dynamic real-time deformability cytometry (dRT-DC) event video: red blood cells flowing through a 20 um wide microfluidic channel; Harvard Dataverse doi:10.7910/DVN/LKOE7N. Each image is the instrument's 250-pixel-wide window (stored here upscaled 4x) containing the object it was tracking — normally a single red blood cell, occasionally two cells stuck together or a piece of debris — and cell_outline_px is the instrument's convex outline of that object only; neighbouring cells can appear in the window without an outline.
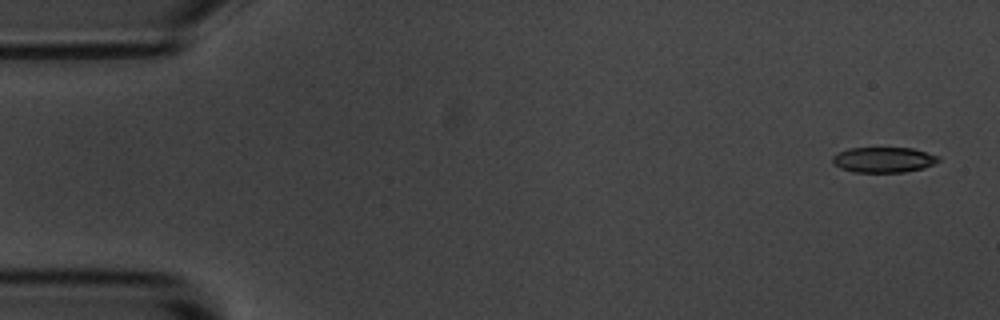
{"species": "common noctule bat (a hibernating species)", "species_latin": "Nyctalus noctula", "temperature_condition": "room temperature", "stored_images_in_passage": 4, "camera_frame_rate_fps": 3000, "um_per_image_px": 0.085, "animal": {"sex": "male", "body_mass_g": 20.1, "forearm_length_mm": 53.5}, "frame": {"image": 1, "passage_image": 1, "time_ms": 0.0, "image_size_px": [1000, 320], "cell_outline_px": [[940, 160], [924, 168], [904, 172], [852, 172], [840, 168], [832, 164], [832, 156], [848, 148], [912, 148], [940, 156]], "centroid_in_image_um": [75.08, 13.58], "position_along_channel_um": 9.9, "area_um2": 15.72}}
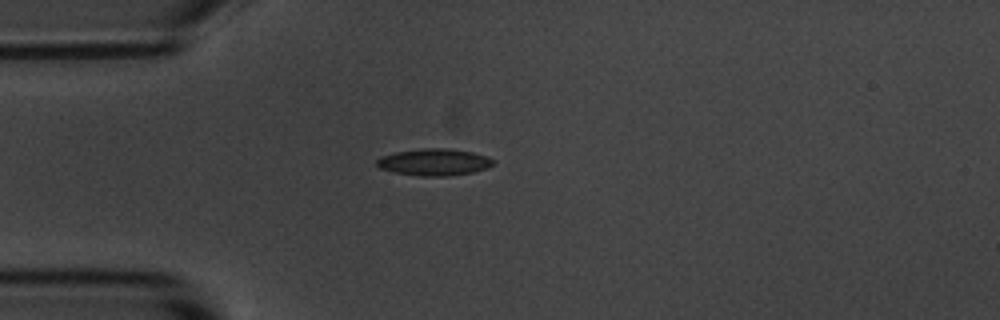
{"frame": {"image": 2, "passage_image": 4, "time_ms": 4.0, "image_size_px": [1000, 320], "cell_outline_px": [[492, 164], [488, 168], [472, 172], [448, 176], [420, 176], [392, 172], [380, 168], [376, 164], [376, 160], [380, 156], [396, 152], [424, 148], [444, 148], [472, 152], [484, 156], [492, 160]], "centroid_in_image_um": [36.84, 13.79], "position_along_channel_um": 48.2, "area_um2": 18.03}}